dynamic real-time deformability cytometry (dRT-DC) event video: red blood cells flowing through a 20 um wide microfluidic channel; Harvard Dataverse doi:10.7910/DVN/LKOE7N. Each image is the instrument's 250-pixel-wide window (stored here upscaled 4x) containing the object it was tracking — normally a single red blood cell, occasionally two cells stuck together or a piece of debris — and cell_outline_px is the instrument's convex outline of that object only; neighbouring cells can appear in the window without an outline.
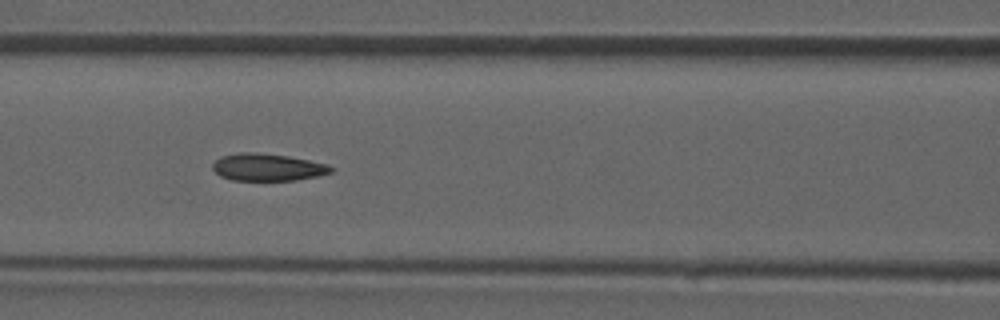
{"species": "common noctule bat (a hibernating species)", "species_latin": "Nyctalus noctula", "temperature_condition": "room temperature", "stored_images_in_passage": 48, "camera_frame_rate_fps": 3000, "um_per_image_px": 0.085, "animal": {"sex": "male", "forearm_length_mm": 52.5}, "frame": {"image": 1, "passage_image": 21, "time_ms": 6.667, "image_size_px": [1000, 320], "cell_outline_px": [[336, 168], [332, 172], [316, 176], [296, 180], [232, 180], [220, 176], [212, 168], [212, 164], [220, 156], [240, 152], [252, 152], [288, 156], [328, 164]], "centroid_in_image_um": [22.74, 14.21], "position_along_channel_um": 143.9, "area_um2": 18.79}}